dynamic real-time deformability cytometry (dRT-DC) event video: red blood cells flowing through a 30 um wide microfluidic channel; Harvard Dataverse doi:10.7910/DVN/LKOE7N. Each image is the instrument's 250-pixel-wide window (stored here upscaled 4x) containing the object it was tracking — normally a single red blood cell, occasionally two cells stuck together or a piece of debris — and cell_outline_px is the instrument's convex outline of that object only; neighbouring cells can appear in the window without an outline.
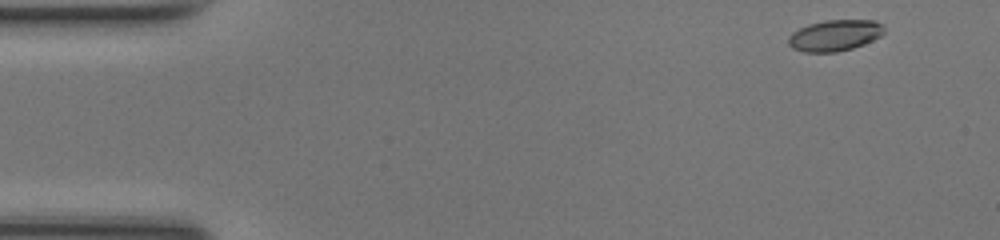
{"species": "common noctule bat (a hibernating species)", "species_latin": "Nyctalus noctula", "temperature_condition": "room temperature", "stored_images_in_passage": 45, "camera_frame_rate_fps": 3000, "um_per_image_px": 0.085, "animal": {"sex": "female", "body_mass_g": 17.0, "forearm_length_mm": 48.0}, "frame": {"image": 1, "passage_image": 1, "time_ms": 0.0, "image_size_px": [1000, 240], "cell_outline_px": [[884, 32], [880, 36], [864, 44], [852, 48], [836, 52], [804, 52], [792, 48], [788, 44], [788, 36], [792, 32], [808, 24], [824, 20], [876, 20], [884, 24]], "centroid_in_image_um": [70.96, 3.0], "position_along_channel_um": 14.0, "area_um2": 17.51}}
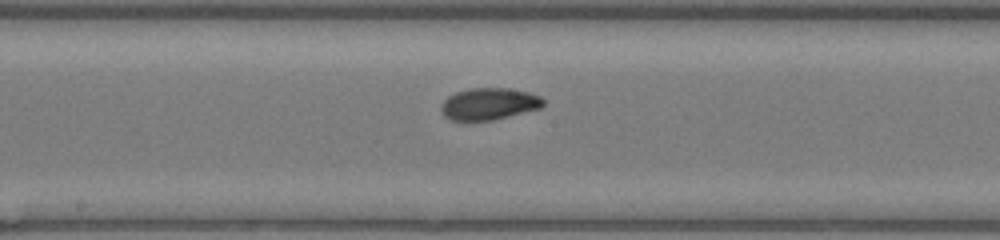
{"frame": {"image": 2, "passage_image": 23, "time_ms": 7.333, "image_size_px": [1000, 240], "cell_outline_px": [[544, 104], [540, 108], [492, 120], [452, 120], [444, 116], [440, 108], [440, 104], [448, 96], [456, 92], [472, 88], [508, 88], [528, 92], [540, 96], [544, 100]], "centroid_in_image_um": [41.55, 8.82], "position_along_channel_um": 206.7, "area_um2": 18.84}}
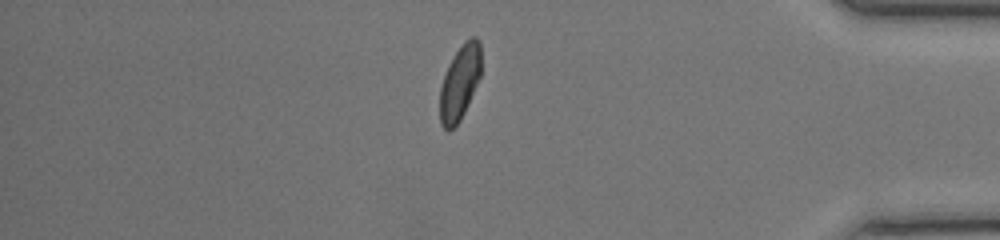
{"frame": {"image": 3, "passage_image": 39, "time_ms": 12.667, "image_size_px": [1000, 240], "cell_outline_px": [[480, 76], [464, 112], [460, 120], [448, 132], [440, 124], [440, 88], [444, 76], [456, 52], [464, 40], [472, 36], [476, 36], [480, 40]], "centroid_in_image_um": [39.08, 7.01], "position_along_channel_um": 396.1, "area_um2": 17.63}}